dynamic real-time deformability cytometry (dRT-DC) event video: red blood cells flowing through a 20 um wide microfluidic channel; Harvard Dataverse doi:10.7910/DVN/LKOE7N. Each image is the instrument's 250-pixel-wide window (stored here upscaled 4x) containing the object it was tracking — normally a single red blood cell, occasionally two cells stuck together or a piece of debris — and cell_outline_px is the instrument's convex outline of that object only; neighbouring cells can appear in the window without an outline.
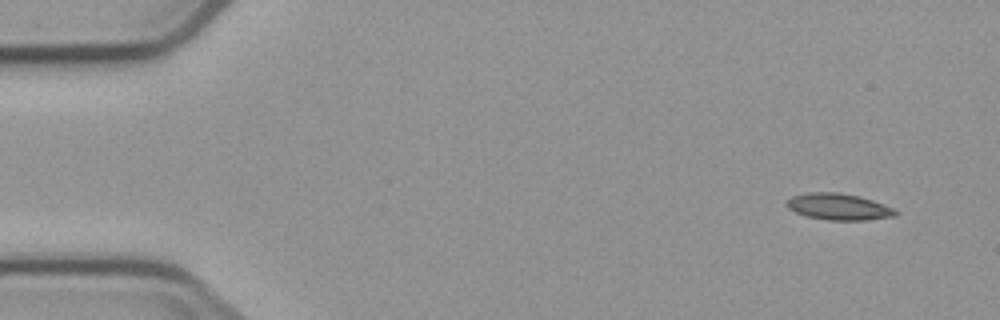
{"species": "common noctule bat (a hibernating species)", "species_latin": "Nyctalus noctula", "temperature_condition": "cold", "stored_images_in_passage": 10, "camera_frame_rate_fps": 3000, "um_per_image_px": 0.085, "animal": {"sex": "male", "body_mass_g": 23.1, "forearm_length_mm": 52.7}, "frame": {"image": 1, "passage_image": 1, "time_ms": 0.0, "image_size_px": [1000, 320], "cell_outline_px": [[900, 212], [896, 216], [864, 220], [828, 220], [808, 216], [796, 212], [788, 208], [784, 204], [792, 196], [808, 192], [840, 192], [872, 200], [892, 208]], "centroid_in_image_um": [71.27, 17.57], "position_along_channel_um": 13.7, "area_um2": 16.65}}
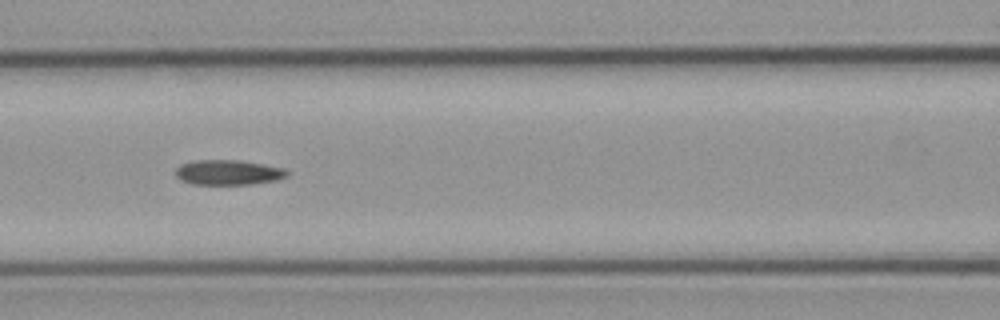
{"frame": {"image": 2, "passage_image": 6, "time_ms": 6.667, "image_size_px": [1000, 320], "cell_outline_px": [[288, 176], [276, 180], [252, 184], [192, 184], [180, 180], [176, 176], [176, 168], [180, 164], [192, 160], [236, 160], [264, 164], [284, 168], [288, 172]], "centroid_in_image_um": [19.38, 14.65], "position_along_channel_um": 147.2, "area_um2": 16.3}}
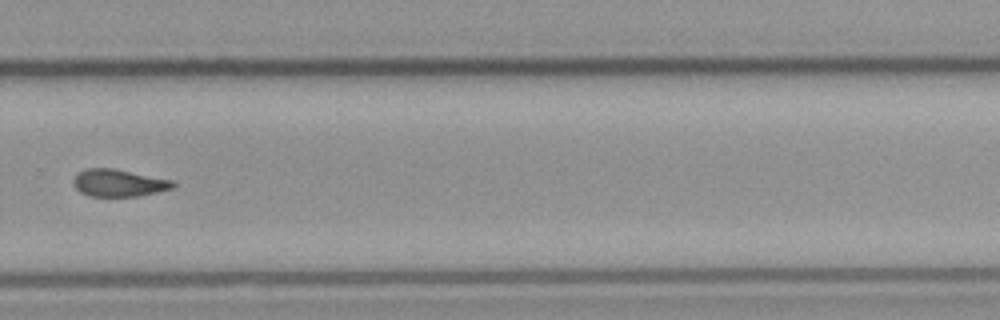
{"frame": {"image": 3, "passage_image": 10, "time_ms": 11.333, "image_size_px": [1000, 320], "cell_outline_px": [[176, 184], [172, 188], [156, 192], [136, 196], [88, 196], [80, 192], [72, 184], [72, 180], [84, 168], [112, 168], [172, 180]], "centroid_in_image_um": [10.05, 15.55], "position_along_channel_um": 319.8, "area_um2": 15.66}}